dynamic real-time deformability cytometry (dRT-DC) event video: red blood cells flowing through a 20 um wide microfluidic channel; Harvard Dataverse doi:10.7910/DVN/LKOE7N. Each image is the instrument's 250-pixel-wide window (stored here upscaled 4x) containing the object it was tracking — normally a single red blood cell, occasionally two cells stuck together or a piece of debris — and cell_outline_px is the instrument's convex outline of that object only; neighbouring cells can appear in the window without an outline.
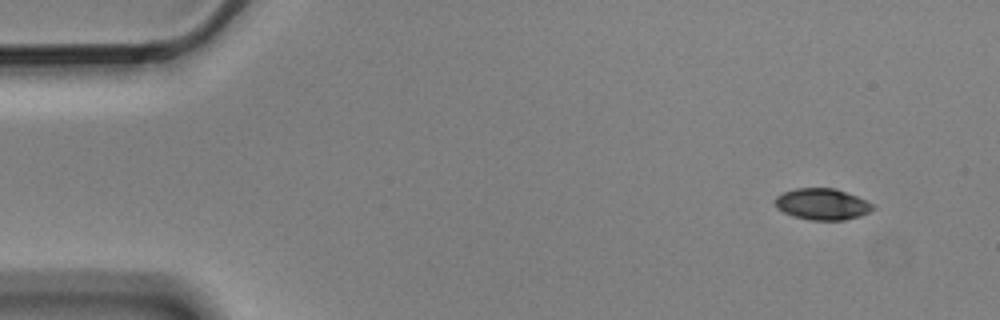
{"species": "Egyptian fruit bat (a non-hibernating species)", "species_latin": "Rousettus aegyptiacus", "temperature_condition": "cold", "stored_images_in_passage": 10, "camera_frame_rate_fps": 3000, "um_per_image_px": 0.085, "animal": {"sex": "male"}, "frame": {"image": 1, "passage_image": 1, "time_ms": 0.0, "image_size_px": [1000, 320], "cell_outline_px": [[876, 208], [860, 216], [844, 220], [812, 220], [792, 216], [776, 208], [772, 200], [776, 196], [784, 192], [796, 188], [836, 188], [856, 196], [872, 204]], "centroid_in_image_um": [69.84, 17.35], "position_along_channel_um": 15.2, "area_um2": 17.92}}
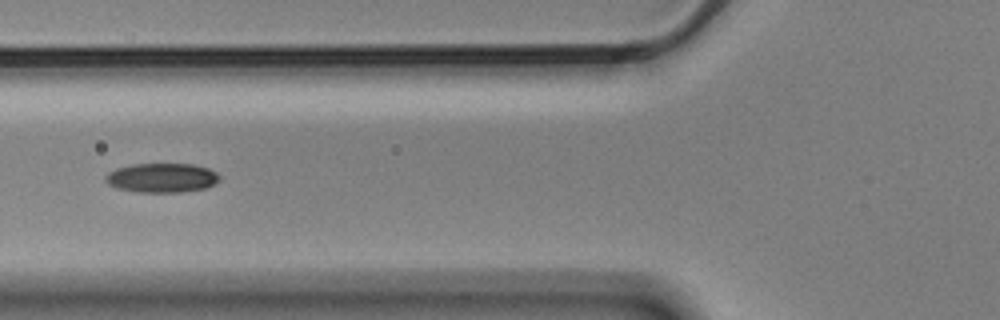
{"frame": {"image": 2, "passage_image": 6, "time_ms": 1.667, "image_size_px": [1000, 320], "cell_outline_px": [[220, 180], [204, 188], [180, 192], [140, 192], [116, 188], [108, 184], [104, 180], [104, 176], [108, 172], [116, 168], [132, 164], [192, 164], [208, 168], [216, 172], [220, 176]], "centroid_in_image_um": [13.72, 15.11], "position_along_channel_um": 112.1, "area_um2": 19.48}}
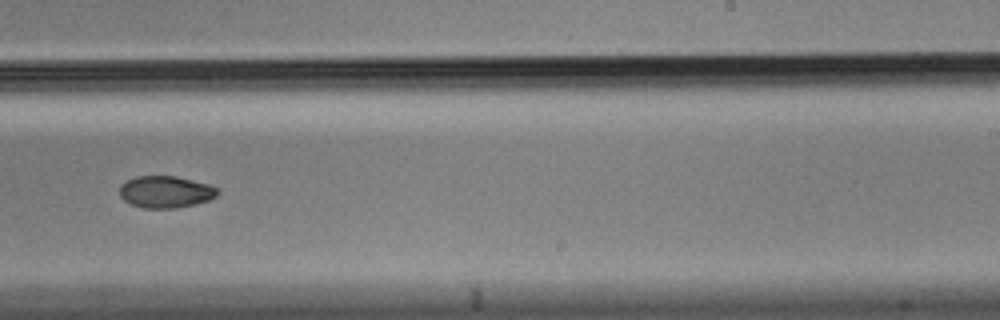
{"frame": {"image": 3, "passage_image": 10, "time_ms": 3.0, "image_size_px": [1000, 320], "cell_outline_px": [[220, 192], [216, 196], [208, 200], [176, 208], [144, 208], [132, 204], [124, 200], [120, 196], [120, 184], [136, 176], [176, 176], [208, 184], [220, 188]], "centroid_in_image_um": [14.09, 16.3], "position_along_channel_um": 274.9, "area_um2": 18.15}}